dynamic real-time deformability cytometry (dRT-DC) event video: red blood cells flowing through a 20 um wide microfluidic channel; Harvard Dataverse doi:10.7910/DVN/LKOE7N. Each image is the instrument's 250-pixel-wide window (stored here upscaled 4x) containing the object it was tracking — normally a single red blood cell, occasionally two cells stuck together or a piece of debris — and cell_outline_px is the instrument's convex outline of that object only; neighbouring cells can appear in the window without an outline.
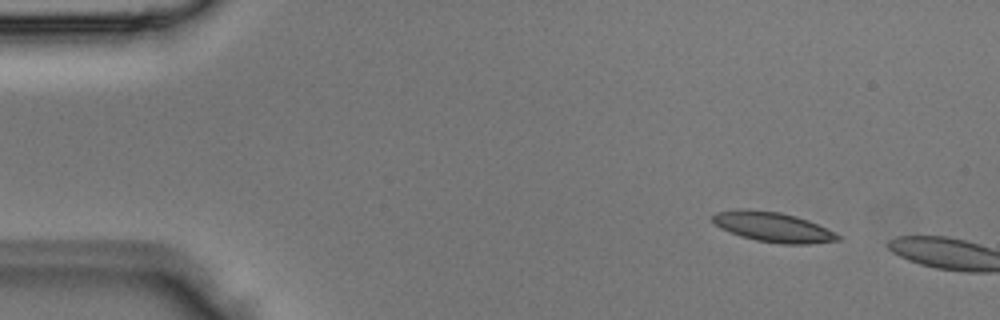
{"species": "Egyptian fruit bat (a non-hibernating species)", "species_latin": "Rousettus aegyptiacus", "temperature_condition": "room temperature", "stored_images_in_passage": 2, "camera_frame_rate_fps": 3000, "um_per_image_px": 0.085, "animal": {"sex": "male"}, "frame": {"image": 1, "passage_image": 1, "time_ms": 0.0, "image_size_px": [1000, 320], "cell_outline_px": [[840, 240], [808, 244], [780, 244], [756, 240], [740, 236], [720, 228], [712, 220], [712, 216], [716, 212], [740, 208], [744, 208], [780, 212], [796, 216], [808, 220], [840, 236]], "centroid_in_image_um": [65.65, 19.29], "position_along_channel_um": 19.4, "area_um2": 21.68}}